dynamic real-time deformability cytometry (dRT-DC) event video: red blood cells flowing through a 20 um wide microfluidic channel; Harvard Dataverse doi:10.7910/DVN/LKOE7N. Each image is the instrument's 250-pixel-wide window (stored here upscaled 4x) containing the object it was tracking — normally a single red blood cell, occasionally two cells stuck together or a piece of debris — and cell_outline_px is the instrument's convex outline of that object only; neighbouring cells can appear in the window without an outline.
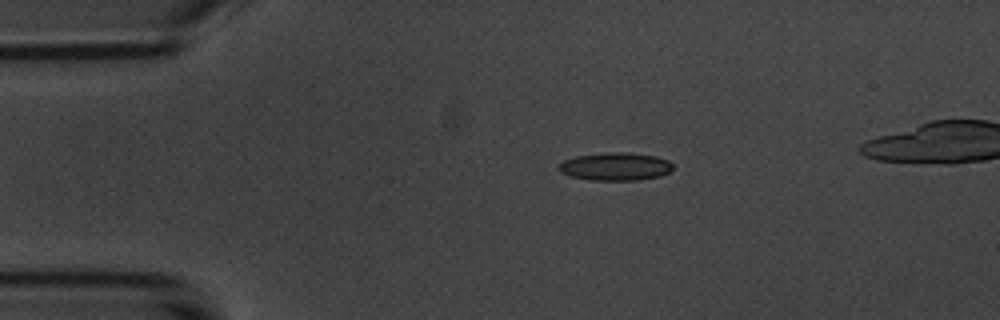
{"species": "common noctule bat (a hibernating species)", "species_latin": "Nyctalus noctula", "temperature_condition": "room temperature", "stored_images_in_passage": 3, "camera_frame_rate_fps": 3000, "um_per_image_px": 0.085, "animal": {"sex": "male", "body_mass_g": 20.1, "forearm_length_mm": 53.5}, "frame": {"image": 1, "passage_image": 1, "time_ms": 0.0, "image_size_px": [1000, 320], "cell_outline_px": [[672, 168], [668, 172], [660, 176], [636, 180], [592, 180], [572, 176], [560, 172], [556, 168], [564, 160], [576, 156], [608, 152], [628, 152], [656, 156], [668, 160], [672, 164]], "centroid_in_image_um": [52.3, 14.15], "position_along_channel_um": 32.7, "area_um2": 18.5}}